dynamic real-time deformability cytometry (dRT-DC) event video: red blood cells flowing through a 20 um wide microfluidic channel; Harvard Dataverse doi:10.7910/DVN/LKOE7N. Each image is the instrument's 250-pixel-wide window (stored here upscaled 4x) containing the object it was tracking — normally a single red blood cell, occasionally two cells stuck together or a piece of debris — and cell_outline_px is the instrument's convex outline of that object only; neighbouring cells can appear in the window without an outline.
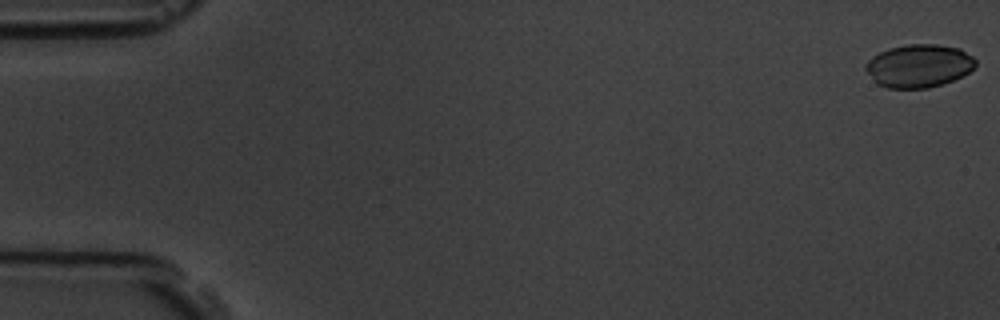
{"species": "common noctule bat (a hibernating species)", "species_latin": "Nyctalus noctula", "temperature_condition": "room temperature", "stored_images_in_passage": 6, "camera_frame_rate_fps": 3000, "um_per_image_px": 0.085, "animal": {"sex": "male", "body_mass_g": 19.5, "forearm_length_mm": 54.6}, "frame": {"image": 1, "passage_image": 1, "time_ms": 0.0, "image_size_px": [1000, 320], "cell_outline_px": [[976, 64], [968, 72], [952, 80], [928, 88], [888, 88], [880, 84], [864, 68], [864, 64], [872, 56], [888, 48], [908, 44], [936, 44], [960, 48], [972, 56], [976, 60]], "centroid_in_image_um": [78.1, 5.57], "position_along_channel_um": 6.9, "area_um2": 27.28}}
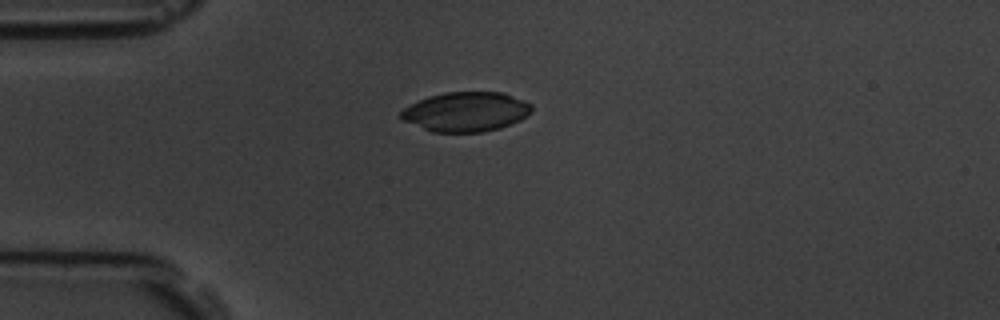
{"frame": {"image": 2, "passage_image": 5, "time_ms": 4.667, "image_size_px": [1000, 320], "cell_outline_px": [[532, 112], [520, 120], [500, 128], [484, 132], [432, 132], [404, 120], [400, 116], [400, 112], [404, 108], [428, 96], [444, 92], [504, 92], [524, 100], [532, 104]], "centroid_in_image_um": [39.65, 9.49], "position_along_channel_um": 45.4, "area_um2": 30.11}}